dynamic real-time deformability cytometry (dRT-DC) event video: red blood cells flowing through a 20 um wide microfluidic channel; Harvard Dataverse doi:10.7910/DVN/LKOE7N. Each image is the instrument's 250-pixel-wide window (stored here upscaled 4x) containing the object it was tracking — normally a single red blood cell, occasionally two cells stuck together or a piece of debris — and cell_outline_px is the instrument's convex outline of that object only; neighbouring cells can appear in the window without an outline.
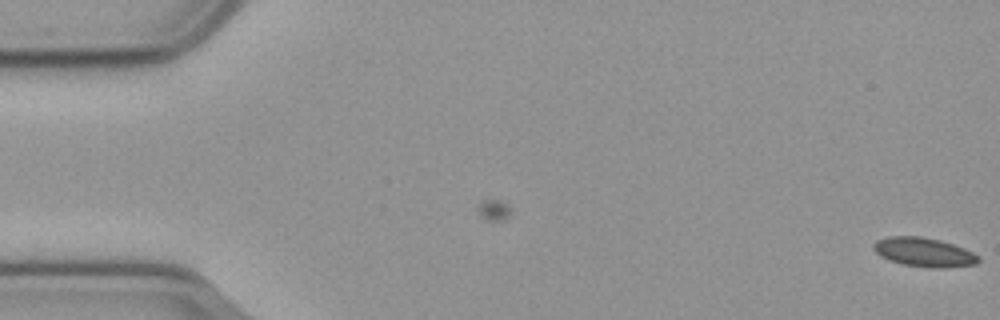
{"species": "common noctule bat (a hibernating species)", "species_latin": "Nyctalus noctula", "temperature_condition": "cold", "stored_images_in_passage": 6, "camera_frame_rate_fps": 3000, "um_per_image_px": 0.085, "animal": {"sex": "male", "body_mass_g": 23.1, "forearm_length_mm": 52.7}, "frame": {"image": 1, "passage_image": 6, "time_ms": 1.667, "image_size_px": [1000, 320], "cell_outline_px": [[980, 260], [976, 264], [944, 268], [932, 268], [904, 264], [880, 256], [872, 248], [872, 244], [876, 240], [888, 236], [920, 236], [940, 240], [964, 248], [980, 256]], "centroid_in_image_um": [78.54, 21.43], "position_along_channel_um": 6.5, "area_um2": 17.74}}